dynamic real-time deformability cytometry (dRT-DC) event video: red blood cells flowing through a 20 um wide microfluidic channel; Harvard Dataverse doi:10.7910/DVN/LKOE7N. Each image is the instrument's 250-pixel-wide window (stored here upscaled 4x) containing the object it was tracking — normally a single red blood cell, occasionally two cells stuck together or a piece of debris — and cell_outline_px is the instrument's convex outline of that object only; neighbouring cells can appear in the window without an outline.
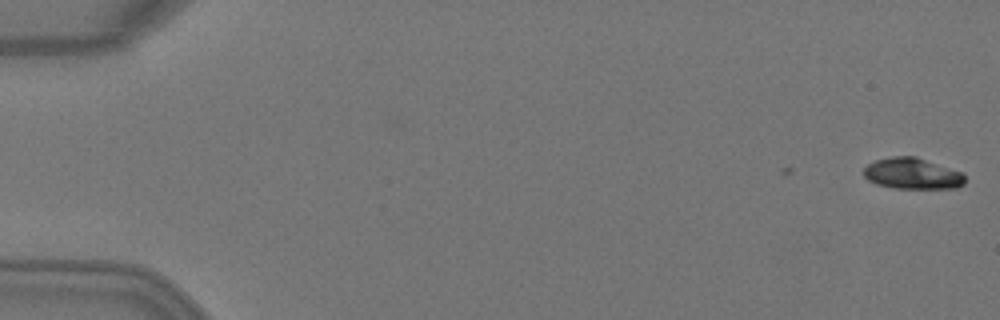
{"species": "Egyptian fruit bat (a non-hibernating species)", "species_latin": "Rousettus aegyptiacus", "temperature_condition": "warm", "stored_images_in_passage": 2, "camera_frame_rate_fps": 3000, "um_per_image_px": 0.085, "animal": {"sex": "female"}, "frame": {"image": 1, "passage_image": 2, "time_ms": 0.333, "image_size_px": [1000, 320], "cell_outline_px": [[964, 184], [956, 188], [892, 188], [876, 184], [868, 180], [864, 176], [864, 168], [868, 164], [876, 160], [892, 156], [916, 156], [964, 172]], "centroid_in_image_um": [77.56, 14.75], "position_along_channel_um": 7.4, "area_um2": 18.5}}